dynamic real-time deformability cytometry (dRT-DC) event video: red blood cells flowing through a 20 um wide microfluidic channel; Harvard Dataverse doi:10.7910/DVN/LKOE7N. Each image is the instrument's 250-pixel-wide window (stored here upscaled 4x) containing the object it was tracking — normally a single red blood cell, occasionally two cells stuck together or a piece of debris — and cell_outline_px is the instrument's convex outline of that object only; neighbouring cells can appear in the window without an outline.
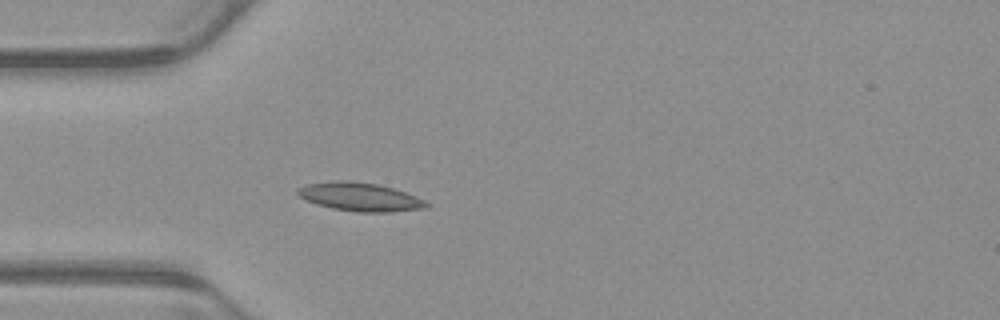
{"species": "common noctule bat (a hibernating species)", "species_latin": "Nyctalus noctula", "temperature_condition": "warm", "stored_images_in_passage": 53, "camera_frame_rate_fps": 3000, "um_per_image_px": 0.085, "animal": {"sex": "male", "body_mass_g": 23.1, "forearm_length_mm": 52.7}, "frame": {"image": 1, "passage_image": 15, "time_ms": 4.667, "image_size_px": [1000, 320], "cell_outline_px": [[428, 204], [424, 208], [392, 212], [356, 212], [332, 208], [316, 204], [304, 200], [296, 192], [300, 188], [308, 184], [332, 180], [348, 180], [376, 184], [392, 188], [416, 196], [424, 200]], "centroid_in_image_um": [30.56, 16.73], "position_along_channel_um": 54.4, "area_um2": 21.21}}
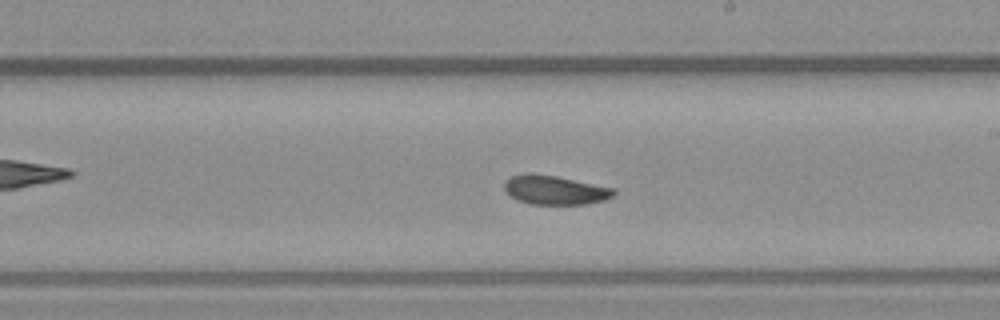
{"frame": {"image": 2, "passage_image": 30, "time_ms": 9.667, "image_size_px": [1000, 320], "cell_outline_px": [[616, 192], [612, 196], [604, 200], [584, 204], [532, 204], [516, 200], [504, 188], [504, 180], [512, 176], [528, 172], [532, 172], [556, 176], [616, 188]], "centroid_in_image_um": [47.16, 16.13], "position_along_channel_um": 241.8, "area_um2": 18.61}}
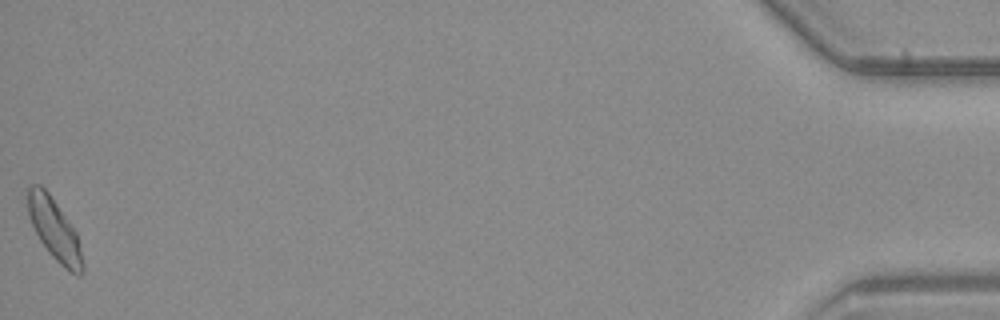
{"frame": {"image": 3, "passage_image": 53, "time_ms": 17.333, "image_size_px": [1000, 320], "cell_outline_px": [[84, 272], [80, 276], [76, 276], [64, 268], [48, 252], [40, 240], [32, 224], [28, 212], [28, 188], [32, 184], [40, 184], [48, 192], [76, 232], [84, 264]], "centroid_in_image_um": [4.65, 19.55], "position_along_channel_um": 430.6, "area_um2": 19.36}, "authors_computed_cell_mechanics": {"area_um2": 18.9006, "velocity_mm_per_s": 3.8422, "shape_relaxation_time_tau1_ms": 3.875, "shape_relaxation_time_tau2_ms": 3.1614, "deformation_change_tau1": 0.0911, "deformation_change_tau2": 0.0626}}